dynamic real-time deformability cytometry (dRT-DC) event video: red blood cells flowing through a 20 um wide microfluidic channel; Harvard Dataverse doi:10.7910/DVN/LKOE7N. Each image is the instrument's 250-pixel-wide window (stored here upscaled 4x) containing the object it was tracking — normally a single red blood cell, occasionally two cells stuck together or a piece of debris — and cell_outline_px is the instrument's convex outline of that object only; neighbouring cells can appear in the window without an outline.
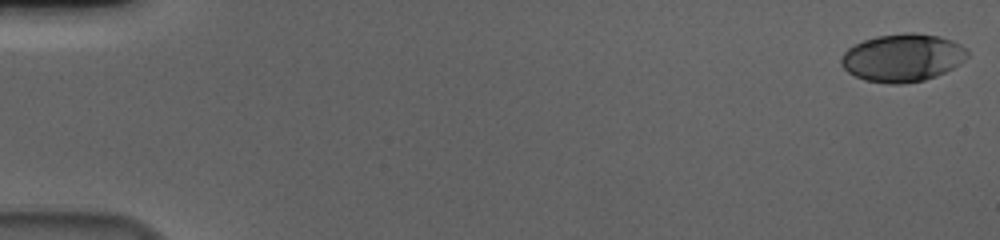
{"species": "human", "species_latin": "Homo sapiens", "temperature_condition": "cold", "stored_images_in_passage": 57, "camera_frame_rate_fps": 3000, "um_per_image_px": 0.085, "donor": {"sex": "male"}, "frame": {"image": 1, "passage_image": 1, "time_ms": 0.0, "image_size_px": [1000, 240], "cell_outline_px": [[968, 56], [960, 64], [936, 76], [924, 80], [904, 84], [892, 84], [864, 80], [848, 72], [840, 64], [840, 60], [844, 52], [848, 48], [864, 40], [876, 36], [904, 32], [912, 32], [940, 36], [952, 40], [968, 48]], "centroid_in_image_um": [76.74, 4.9], "position_along_channel_um": 8.3, "area_um2": 35.37}}
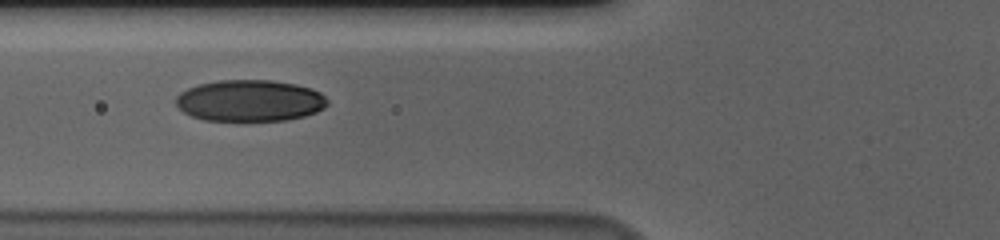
{"frame": {"image": 2, "passage_image": 23, "time_ms": 7.333, "image_size_px": [1000, 240], "cell_outline_px": [[328, 104], [324, 108], [316, 112], [304, 116], [288, 120], [204, 120], [192, 116], [184, 112], [176, 104], [176, 96], [180, 92], [188, 88], [200, 84], [220, 80], [272, 80], [296, 84], [312, 88], [320, 92], [328, 100]], "centroid_in_image_um": [21.26, 8.55], "position_along_channel_um": 104.5, "area_um2": 36.65}}
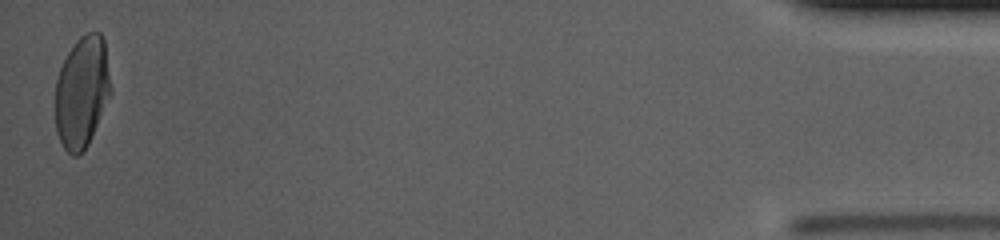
{"frame": {"image": 3, "passage_image": 57, "time_ms": 18.667, "image_size_px": [1000, 240], "cell_outline_px": [[112, 92], [92, 136], [88, 144], [76, 156], [72, 156], [64, 148], [56, 132], [56, 80], [60, 68], [68, 52], [76, 40], [80, 36], [88, 32], [100, 32], [104, 36], [112, 88]], "centroid_in_image_um": [6.99, 7.78], "position_along_channel_um": 428.2, "area_um2": 36.24}, "authors_computed_cell_mechanics": {"area_um2": 36.0094, "velocity_mm_per_s": 3.6264, "shape_relaxation_time_tau1_ms": 4.6247, "shape_relaxation_time_tau2_ms": null, "deformation_change_tau1": 0.1868, "deformation_change_tau2": null}}